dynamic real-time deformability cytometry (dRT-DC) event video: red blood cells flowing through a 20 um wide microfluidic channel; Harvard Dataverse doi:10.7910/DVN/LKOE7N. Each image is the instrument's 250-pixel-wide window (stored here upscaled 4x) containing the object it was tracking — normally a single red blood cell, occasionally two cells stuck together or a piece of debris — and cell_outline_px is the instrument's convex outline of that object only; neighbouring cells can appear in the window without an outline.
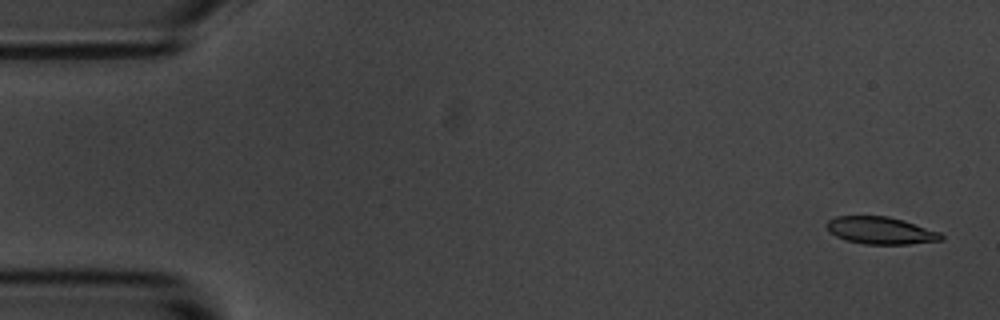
{"species": "common noctule bat (a hibernating species)", "species_latin": "Nyctalus noctula", "temperature_condition": "room temperature", "stored_images_in_passage": 16, "camera_frame_rate_fps": 3000, "um_per_image_px": 0.085, "animal": {"sex": "male", "body_mass_g": 20.1, "forearm_length_mm": 53.5}, "frame": {"image": 1, "passage_image": 2, "time_ms": 0.333, "image_size_px": [1000, 320], "cell_outline_px": [[944, 240], [908, 244], [864, 244], [844, 240], [836, 236], [824, 224], [828, 220], [836, 216], [888, 216], [904, 220], [940, 232], [944, 236]], "centroid_in_image_um": [74.87, 19.59], "position_along_channel_um": 10.1, "area_um2": 18.26}}
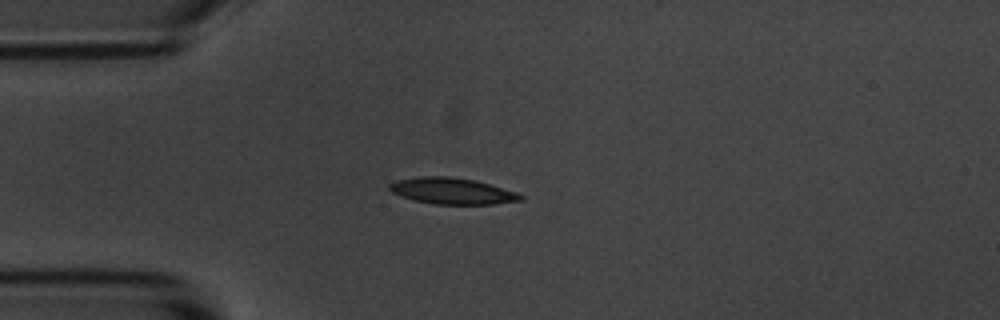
{"frame": {"image": 2, "passage_image": 14, "time_ms": 4.333, "image_size_px": [1000, 320], "cell_outline_px": [[524, 200], [492, 204], [436, 204], [416, 200], [400, 196], [392, 192], [388, 188], [388, 184], [396, 180], [420, 176], [448, 176], [476, 180], [520, 192], [524, 196]], "centroid_in_image_um": [38.48, 16.22], "position_along_channel_um": 46.5, "area_um2": 20.29}}